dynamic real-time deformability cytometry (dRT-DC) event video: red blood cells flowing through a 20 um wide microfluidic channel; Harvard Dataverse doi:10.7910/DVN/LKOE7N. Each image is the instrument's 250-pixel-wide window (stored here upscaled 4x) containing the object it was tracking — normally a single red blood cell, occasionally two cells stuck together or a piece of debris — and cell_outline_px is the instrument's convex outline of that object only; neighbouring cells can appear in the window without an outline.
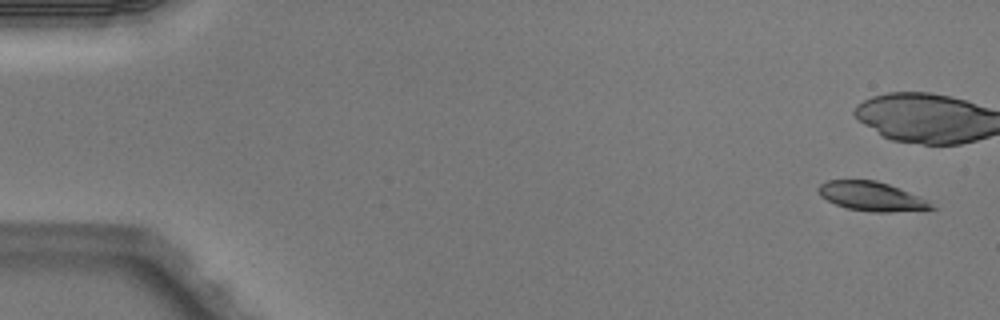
{"species": "Egyptian fruit bat (a non-hibernating species)", "species_latin": "Rousettus aegyptiacus", "temperature_condition": "warm", "stored_images_in_passage": 7, "camera_frame_rate_fps": 3000, "um_per_image_px": 0.085, "animal": {"sex": "male"}, "frame": {"image": 1, "passage_image": 1, "time_ms": 0.0, "image_size_px": [1000, 320], "cell_outline_px": [[936, 208], [888, 212], [872, 212], [848, 208], [836, 204], [820, 196], [816, 188], [820, 184], [828, 180], [876, 180], [900, 188], [924, 200]], "centroid_in_image_um": [73.99, 16.67], "position_along_channel_um": 11.0, "area_um2": 18.73}}